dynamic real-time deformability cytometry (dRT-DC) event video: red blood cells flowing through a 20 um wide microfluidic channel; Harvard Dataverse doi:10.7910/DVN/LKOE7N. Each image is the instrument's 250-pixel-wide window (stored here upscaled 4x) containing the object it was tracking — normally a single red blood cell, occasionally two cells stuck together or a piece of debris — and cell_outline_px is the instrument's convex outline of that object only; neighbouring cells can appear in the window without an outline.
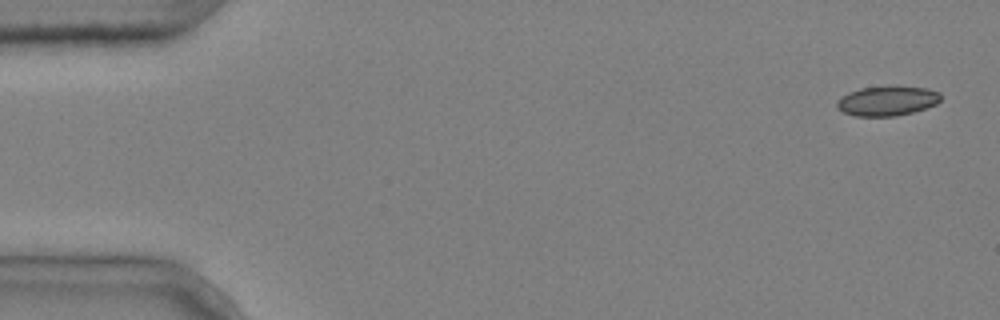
{"species": "common noctule bat (a hibernating species)", "species_latin": "Nyctalus noctula", "temperature_condition": "cold", "stored_images_in_passage": 6, "camera_frame_rate_fps": 3000, "um_per_image_px": 0.085, "animal": {"sex": "male", "body_mass_g": 20.4}, "frame": {"image": 1, "passage_image": 1, "time_ms": 0.0, "image_size_px": [1000, 320], "cell_outline_px": [[940, 100], [936, 104], [912, 112], [896, 116], [856, 116], [844, 112], [836, 108], [836, 100], [840, 96], [848, 92], [860, 88], [888, 84], [892, 84], [928, 88], [940, 92]], "centroid_in_image_um": [75.38, 8.53], "position_along_channel_um": 9.6, "area_um2": 18.55}}